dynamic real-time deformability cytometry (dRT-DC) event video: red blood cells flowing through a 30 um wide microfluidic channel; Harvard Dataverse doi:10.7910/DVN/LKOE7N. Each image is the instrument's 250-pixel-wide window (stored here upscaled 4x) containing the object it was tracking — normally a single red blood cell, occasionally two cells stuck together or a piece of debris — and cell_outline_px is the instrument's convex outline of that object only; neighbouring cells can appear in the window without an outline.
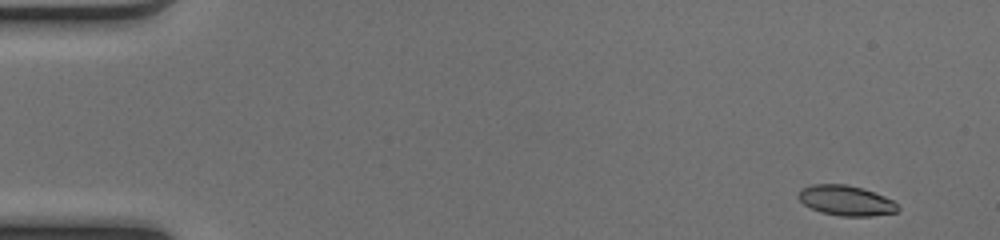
{"species": "common noctule bat (a hibernating species)", "species_latin": "Nyctalus noctula", "temperature_condition": "cold", "stored_images_in_passage": 48, "camera_frame_rate_fps": 3000, "um_per_image_px": 0.085, "animal": {"sex": "female", "body_mass_g": 17.0, "forearm_length_mm": 48.0}, "frame": {"image": 1, "passage_image": 1, "time_ms": 0.0, "image_size_px": [1000, 240], "cell_outline_px": [[900, 208], [896, 212], [872, 216], [840, 216], [820, 212], [804, 204], [796, 196], [800, 188], [812, 184], [848, 184], [884, 196], [892, 200]], "centroid_in_image_um": [71.87, 17.04], "position_along_channel_um": 13.1, "area_um2": 17.46}}
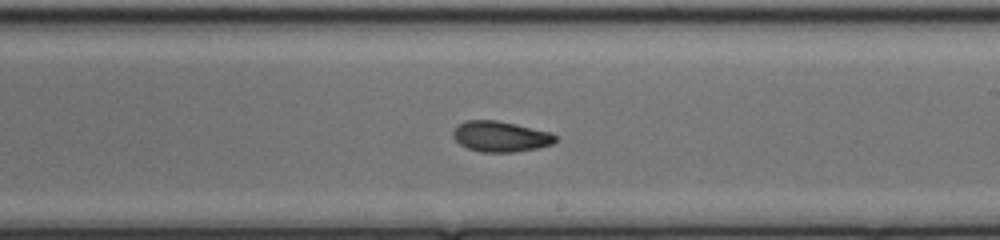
{"frame": {"image": 2, "passage_image": 28, "time_ms": 9.0, "image_size_px": [1000, 240], "cell_outline_px": [[556, 140], [552, 144], [540, 148], [516, 152], [480, 152], [468, 148], [460, 144], [452, 136], [452, 132], [460, 124], [468, 120], [496, 120], [516, 124], [552, 132], [556, 136]], "centroid_in_image_um": [42.58, 11.61], "position_along_channel_um": 246.4, "area_um2": 18.32}}
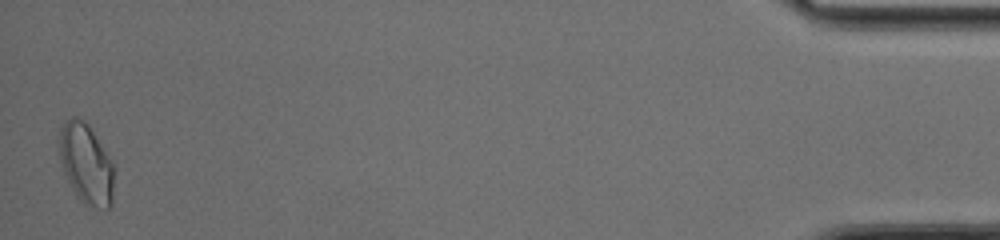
{"frame": {"image": 3, "passage_image": 48, "time_ms": 15.667, "image_size_px": [1000, 240], "cell_outline_px": [[116, 168], [112, 204], [108, 208], [96, 208], [84, 204], [76, 196], [64, 172], [60, 160], [56, 144], [60, 128], [64, 120], [72, 116], [76, 116], [84, 120], [92, 128], [116, 164]], "centroid_in_image_um": [7.34, 13.88], "position_along_channel_um": 427.9, "area_um2": 26.93}, "authors_computed_cell_mechanics": {"area_um2": 18.5249, "velocity_mm_per_s": 4.0979, "shape_relaxation_time_tau1_ms": 6.0903, "shape_relaxation_time_tau2_ms": 3.4629, "deformation_change_tau1": 0.145, "deformation_change_tau2": 0.0834}}